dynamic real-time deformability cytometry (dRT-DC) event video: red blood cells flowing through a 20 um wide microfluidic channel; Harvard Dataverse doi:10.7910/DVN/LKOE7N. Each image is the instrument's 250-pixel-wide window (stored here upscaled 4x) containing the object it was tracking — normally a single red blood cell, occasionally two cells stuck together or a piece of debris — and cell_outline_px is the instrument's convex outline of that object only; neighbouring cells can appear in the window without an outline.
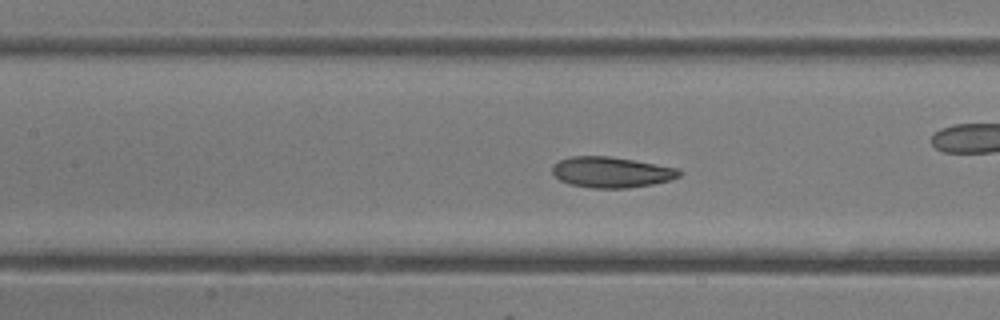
{"species": "common noctule bat (a hibernating species)", "species_latin": "Nyctalus noctula", "temperature_condition": "room temperature", "stored_images_in_passage": 48, "camera_frame_rate_fps": 3000, "um_per_image_px": 0.085, "animal": {"sex": "female"}, "frame": {"image": 1, "passage_image": 21, "time_ms": 6.667, "image_size_px": [1000, 320], "cell_outline_px": [[684, 172], [680, 176], [668, 180], [652, 184], [628, 188], [592, 188], [568, 184], [560, 180], [552, 172], [552, 164], [560, 160], [572, 156], [608, 156], [680, 168]], "centroid_in_image_um": [51.97, 14.64], "position_along_channel_um": 155.4, "area_um2": 22.77}, "authors_computed_cell_mechanics": {"area_um2": 24.2471, "velocity_mm_per_s": 4.2728, "shape_relaxation_time_tau1_ms": 2.8083, "shape_relaxation_time_tau2_ms": 1.7754, "deformation_change_tau1": 0.1139, "deformation_change_tau2": 0.0722}}